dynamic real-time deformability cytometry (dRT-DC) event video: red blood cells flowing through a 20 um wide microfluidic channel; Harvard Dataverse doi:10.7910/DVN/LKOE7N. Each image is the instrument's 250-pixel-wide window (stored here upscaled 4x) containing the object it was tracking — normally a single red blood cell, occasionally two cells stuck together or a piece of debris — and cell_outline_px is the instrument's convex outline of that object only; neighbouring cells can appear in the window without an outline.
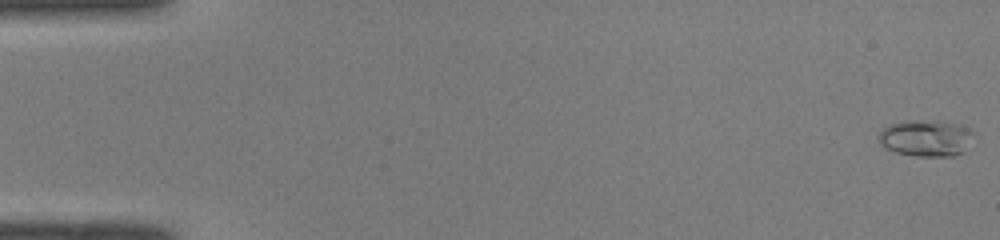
{"species": "common noctule bat (a hibernating species)", "species_latin": "Nyctalus noctula", "temperature_condition": "room temperature", "stored_images_in_passage": 50, "camera_frame_rate_fps": 3000, "um_per_image_px": 0.085, "animal": {"sex": "male", "body_mass_g": 19.0, "forearm_length_mm": 50.8}, "frame": {"image": 1, "passage_image": 1, "time_ms": 0.0, "image_size_px": [1000, 240], "cell_outline_px": [[972, 132], [960, 152], [952, 156], [916, 156], [896, 152], [884, 148], [880, 144], [876, 136], [888, 124], [904, 120], [936, 120], [960, 124]], "centroid_in_image_um": [78.57, 11.71], "position_along_channel_um": 6.4, "area_um2": 19.94}}
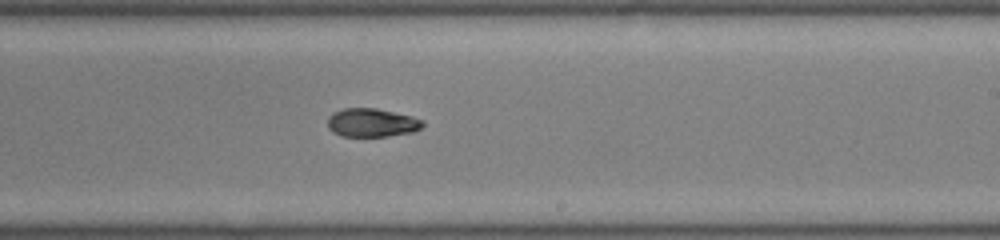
{"frame": {"image": 2, "passage_image": 31, "time_ms": 10.0, "image_size_px": [1000, 240], "cell_outline_px": [[424, 124], [420, 128], [412, 132], [388, 136], [340, 136], [332, 132], [328, 128], [328, 116], [332, 112], [344, 108], [376, 108], [412, 116], [424, 120]], "centroid_in_image_um": [31.58, 10.42], "position_along_channel_um": 257.4, "area_um2": 15.9}}
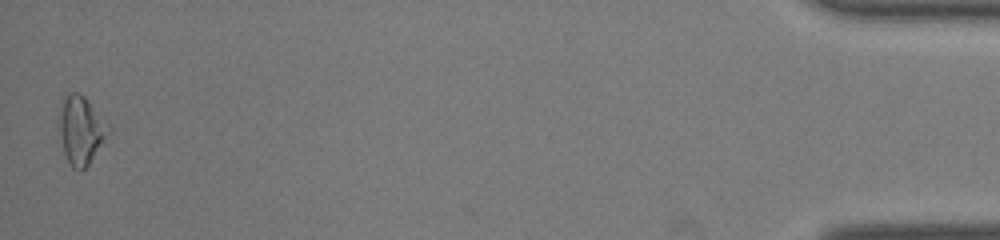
{"frame": {"image": 3, "passage_image": 50, "time_ms": 16.333, "image_size_px": [1000, 240], "cell_outline_px": [[112, 132], [88, 164], [84, 168], [72, 168], [64, 152], [56, 120], [64, 100], [68, 92], [80, 92], [112, 124]], "centroid_in_image_um": [6.93, 11.0], "position_along_channel_um": 428.3, "area_um2": 20.06}, "authors_computed_cell_mechanics": {"area_um2": 16.2129, "velocity_mm_per_s": 4.1133, "shape_relaxation_time_tau1_ms": 5.6015, "shape_relaxation_time_tau2_ms": 8.2279, "deformation_change_tau1": 0.1635, "deformation_change_tau2": 0.1154}}